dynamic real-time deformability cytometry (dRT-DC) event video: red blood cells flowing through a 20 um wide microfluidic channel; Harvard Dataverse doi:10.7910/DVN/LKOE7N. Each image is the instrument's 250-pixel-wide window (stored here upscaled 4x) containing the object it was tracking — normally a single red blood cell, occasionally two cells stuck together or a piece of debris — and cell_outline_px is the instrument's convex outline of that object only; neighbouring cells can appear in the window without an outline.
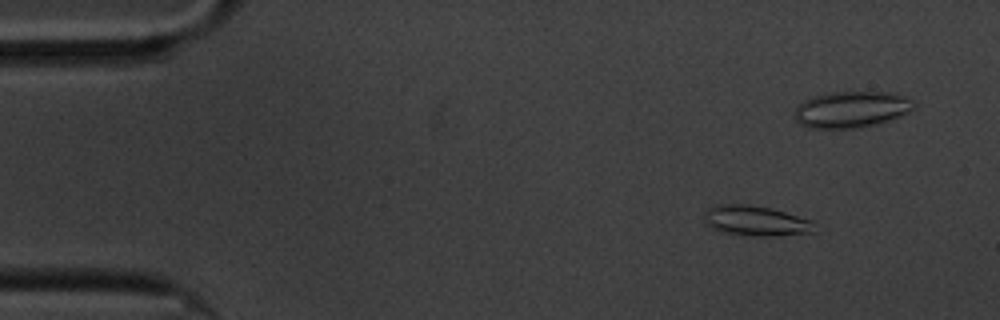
{"species": "common noctule bat (a hibernating species)", "species_latin": "Nyctalus noctula", "temperature_condition": "cold", "stored_images_in_passage": 61, "camera_frame_rate_fps": 3000, "um_per_image_px": 0.085, "animal": {"sex": "male", "body_mass_g": 20.1, "forearm_length_mm": 53.5}, "frame": {"image": 1, "passage_image": 8, "time_ms": 2.333, "image_size_px": [1000, 320], "cell_outline_px": [[816, 232], [776, 236], [752, 236], [724, 232], [708, 224], [704, 216], [704, 212], [708, 208], [716, 204], [748, 204], [772, 208], [812, 220]], "centroid_in_image_um": [64.29, 18.76], "position_along_channel_um": 20.7, "area_um2": 19.36}}
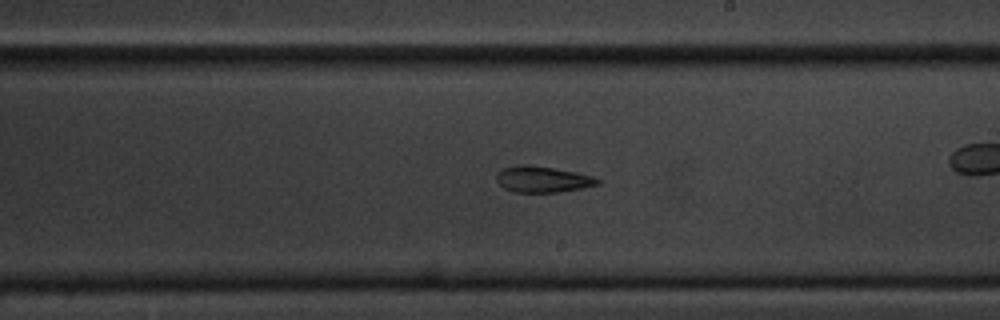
{"frame": {"image": 2, "passage_image": 35, "time_ms": 11.333, "image_size_px": [1000, 320], "cell_outline_px": [[600, 184], [560, 192], [516, 192], [504, 188], [496, 180], [496, 176], [504, 168], [520, 164], [528, 164], [576, 172], [592, 176], [600, 180]], "centroid_in_image_um": [46.12, 15.24], "position_along_channel_um": 242.9, "area_um2": 15.2}}
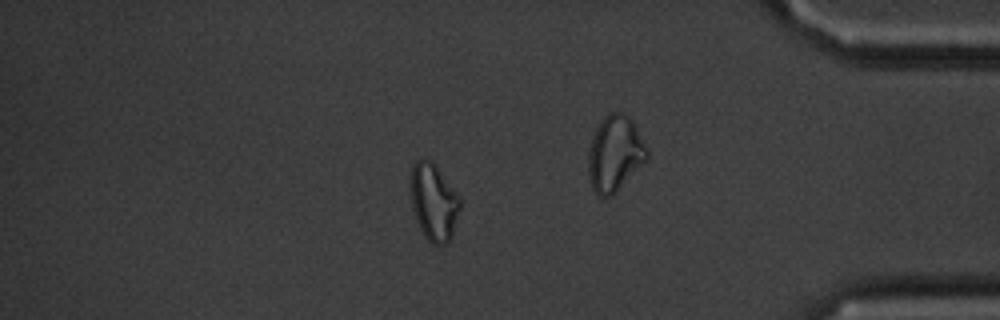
{"frame": {"image": 3, "passage_image": 52, "time_ms": 17.0, "image_size_px": [1000, 320], "cell_outline_px": [[460, 208], [452, 236], [448, 244], [432, 244], [424, 236], [420, 228], [412, 208], [412, 164], [416, 160], [432, 160], [436, 164], [460, 196]], "centroid_in_image_um": [36.9, 17.18], "position_along_channel_um": 398.3, "area_um2": 22.08}, "authors_computed_cell_mechanics": {"area_um2": 17.5712, "velocity_mm_per_s": 3.3586, "shape_relaxation_time_tau1_ms": null, "shape_relaxation_time_tau2_ms": 4.9942, "deformation_change_tau1": null, "deformation_change_tau2": 0.1154}}